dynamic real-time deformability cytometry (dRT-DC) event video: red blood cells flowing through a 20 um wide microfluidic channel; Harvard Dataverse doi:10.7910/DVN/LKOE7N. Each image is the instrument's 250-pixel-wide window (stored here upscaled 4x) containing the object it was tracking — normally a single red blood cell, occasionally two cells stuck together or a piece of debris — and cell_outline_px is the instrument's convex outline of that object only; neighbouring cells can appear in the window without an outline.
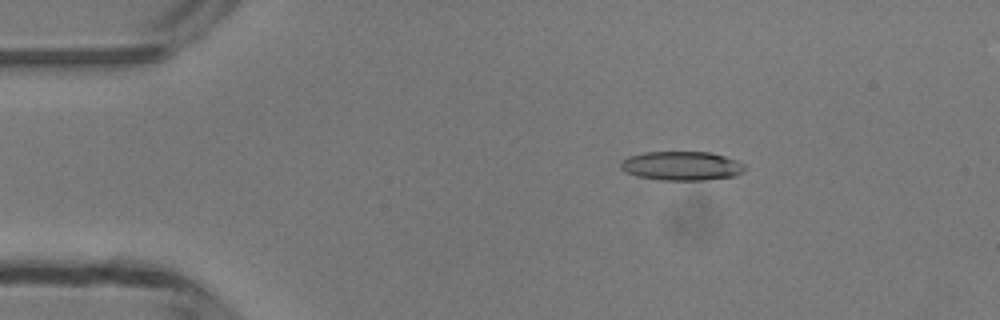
{"species": "common noctule bat (a hibernating species)", "species_latin": "Nyctalus noctula", "temperature_condition": "room temperature", "stored_images_in_passage": 48, "camera_frame_rate_fps": 3000, "um_per_image_px": 0.085, "animal": {"sex": "male", "body_mass_g": 13.3}, "frame": {"image": 1, "passage_image": 8, "time_ms": 2.333, "image_size_px": [1000, 320], "cell_outline_px": [[748, 168], [744, 172], [736, 176], [708, 180], [660, 180], [636, 176], [624, 172], [620, 168], [620, 164], [628, 156], [644, 152], [708, 152], [724, 156], [736, 160], [744, 164]], "centroid_in_image_um": [57.96, 14.11], "position_along_channel_um": 27.0, "area_um2": 21.27}}
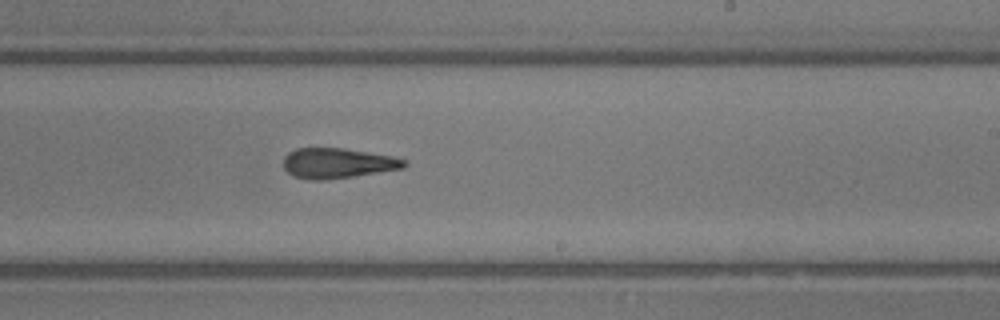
{"frame": {"image": 2, "passage_image": 29, "time_ms": 9.333, "image_size_px": [1000, 320], "cell_outline_px": [[408, 164], [404, 168], [352, 176], [324, 180], [308, 180], [292, 176], [284, 168], [284, 156], [288, 152], [296, 148], [344, 148], [392, 156], [404, 160]], "centroid_in_image_um": [28.66, 13.87], "position_along_channel_um": 260.3, "area_um2": 21.21}}
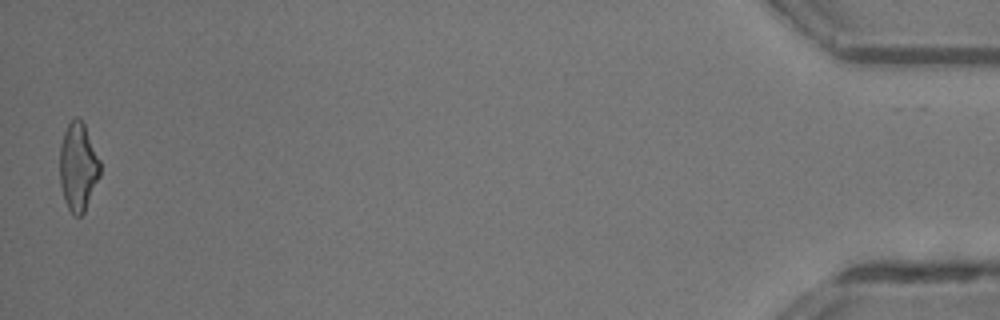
{"frame": {"image": 3, "passage_image": 48, "time_ms": 15.667, "image_size_px": [1000, 320], "cell_outline_px": [[100, 176], [84, 212], [80, 216], [72, 216], [68, 208], [60, 184], [60, 144], [64, 132], [68, 124], [76, 116], [84, 124], [100, 160]], "centroid_in_image_um": [6.64, 14.19], "position_along_channel_um": 428.6, "area_um2": 20.58}, "authors_computed_cell_mechanics": {"area_um2": 21.2704, "velocity_mm_per_s": 4.2219, "shape_relaxation_time_tau1_ms": 10.1794, "shape_relaxation_time_tau2_ms": 4.9603, "deformation_change_tau1": 0.3124, "deformation_change_tau2": 0.1925}}